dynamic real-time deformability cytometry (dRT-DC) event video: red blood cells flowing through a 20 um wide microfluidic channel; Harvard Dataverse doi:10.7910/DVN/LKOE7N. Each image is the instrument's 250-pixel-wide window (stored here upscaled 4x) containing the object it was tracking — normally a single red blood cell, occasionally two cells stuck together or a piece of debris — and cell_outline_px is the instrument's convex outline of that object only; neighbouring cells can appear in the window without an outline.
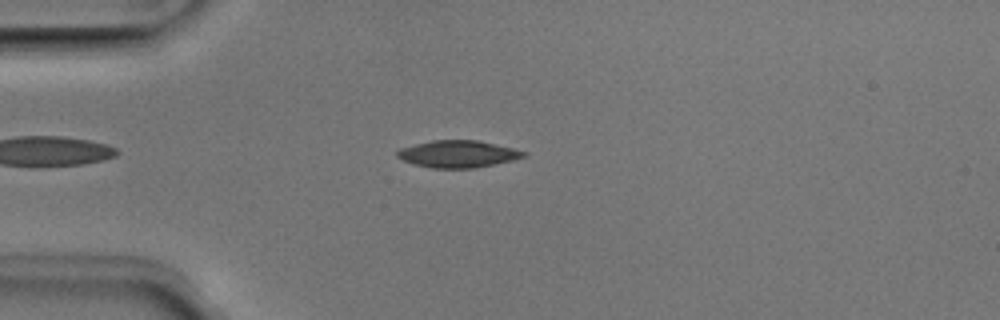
{"species": "Egyptian fruit bat (a non-hibernating species)", "species_latin": "Rousettus aegyptiacus", "temperature_condition": "room temperature", "stored_images_in_passage": 45, "camera_frame_rate_fps": 3000, "um_per_image_px": 0.085, "animal": {"sex": "male"}, "frame": {"image": 1, "passage_image": 8, "time_ms": 2.333, "image_size_px": [1000, 320], "cell_outline_px": [[528, 156], [512, 160], [472, 168], [432, 168], [412, 164], [396, 156], [396, 152], [400, 148], [432, 140], [476, 140], [512, 148], [528, 152]], "centroid_in_image_um": [38.91, 13.09], "position_along_channel_um": 46.1, "area_um2": 19.77}}
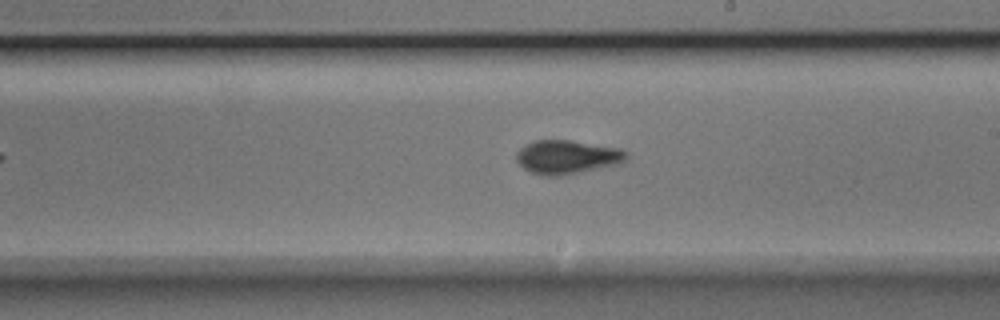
{"frame": {"image": 2, "passage_image": 24, "time_ms": 7.667, "image_size_px": [1000, 320], "cell_outline_px": [[628, 156], [620, 164], [560, 176], [544, 176], [532, 172], [524, 168], [516, 160], [516, 152], [520, 148], [536, 140], [568, 140], [620, 148], [628, 152]], "centroid_in_image_um": [48.22, 13.35], "position_along_channel_um": 240.8, "area_um2": 21.56}}
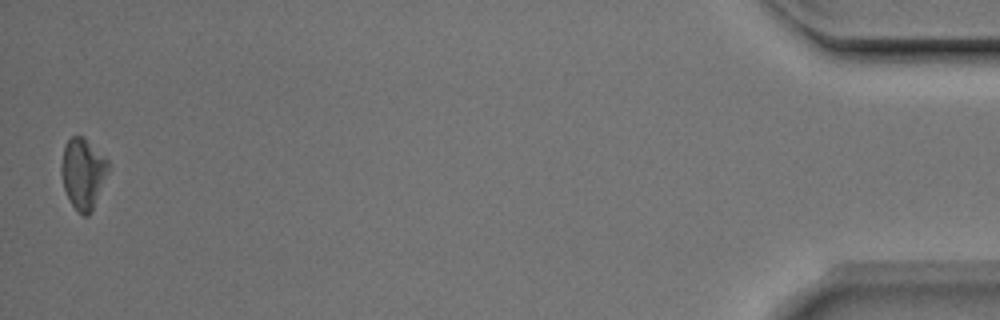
{"frame": {"image": 3, "passage_image": 45, "time_ms": 14.667, "image_size_px": [1000, 320], "cell_outline_px": [[108, 168], [92, 212], [88, 216], [84, 216], [72, 204], [64, 188], [60, 172], [60, 168], [64, 144], [72, 136], [84, 136], [108, 160]], "centroid_in_image_um": [7.03, 14.7], "position_along_channel_um": 428.2, "area_um2": 19.07}, "authors_computed_cell_mechanics": {"area_um2": 20.1144, "velocity_mm_per_s": 3.9839, "shape_relaxation_time_tau1_ms": 3.8135, "shape_relaxation_time_tau2_ms": 1.694, "deformation_change_tau1": 0.1363, "deformation_change_tau2": 0.0717}}